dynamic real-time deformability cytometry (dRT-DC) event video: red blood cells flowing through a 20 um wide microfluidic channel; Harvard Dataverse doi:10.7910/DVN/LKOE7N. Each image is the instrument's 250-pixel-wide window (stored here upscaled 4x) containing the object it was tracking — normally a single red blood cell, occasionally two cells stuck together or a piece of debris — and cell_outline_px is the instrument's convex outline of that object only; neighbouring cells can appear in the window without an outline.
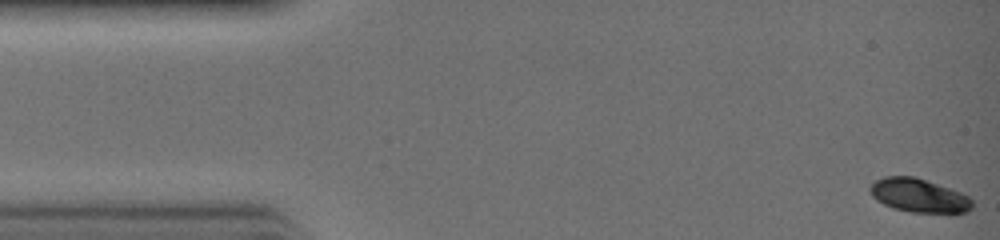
{"species": "common noctule bat (a hibernating species)", "species_latin": "Nyctalus noctula", "temperature_condition": "warm", "stored_images_in_passage": 30, "camera_frame_rate_fps": 3000, "um_per_image_px": 0.085, "animal": {"sex": "female", "body_mass_g": 19.0, "forearm_length_mm": 51.5}, "frame": {"image": 1, "passage_image": 1, "time_ms": 0.0, "image_size_px": [1000, 240], "cell_outline_px": [[972, 208], [968, 212], [912, 212], [892, 208], [876, 200], [872, 196], [868, 188], [876, 180], [884, 176], [912, 176], [960, 192], [968, 196], [972, 200]], "centroid_in_image_um": [78.06, 16.62], "position_along_channel_um": 6.9, "area_um2": 19.77}}
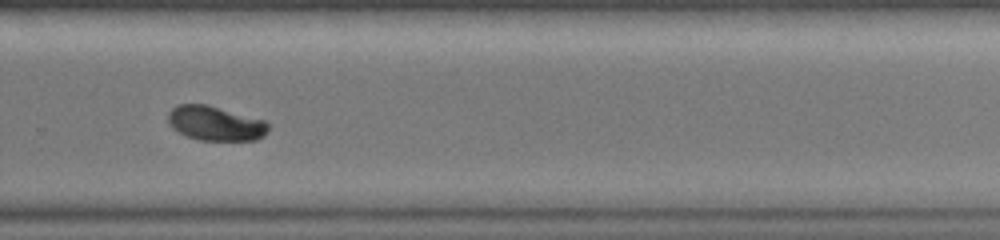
{"frame": {"image": 2, "passage_image": 22, "time_ms": 7.0, "image_size_px": [1000, 240], "cell_outline_px": [[268, 132], [264, 136], [256, 140], [200, 140], [188, 136], [172, 128], [168, 120], [168, 112], [172, 108], [180, 104], [208, 104], [264, 120], [268, 124]], "centroid_in_image_um": [18.32, 10.48], "position_along_channel_um": 311.5, "area_um2": 20.11}}
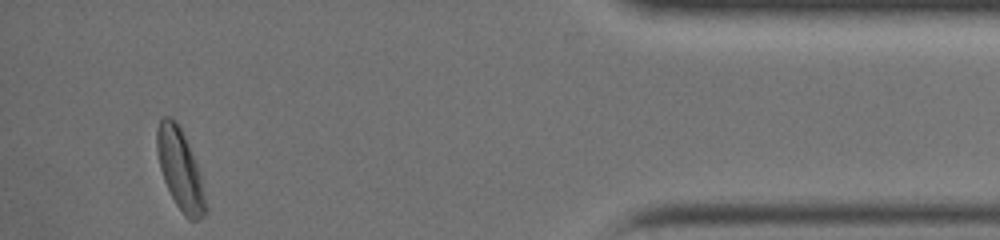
{"frame": {"image": 3, "passage_image": 30, "time_ms": 9.667, "image_size_px": [1000, 240], "cell_outline_px": [[208, 212], [204, 216], [196, 220], [188, 220], [184, 216], [176, 204], [164, 180], [160, 168], [156, 148], [156, 132], [160, 116], [172, 116], [180, 124], [200, 172], [208, 208]], "centroid_in_image_um": [15.32, 14.38], "position_along_channel_um": 419.9, "area_um2": 23.24}}